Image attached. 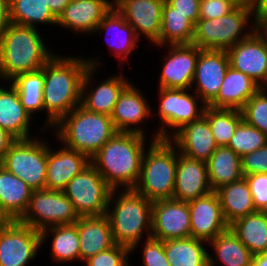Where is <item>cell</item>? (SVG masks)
Wrapping results in <instances>:
<instances>
[{
    "mask_svg": "<svg viewBox=\"0 0 267 266\" xmlns=\"http://www.w3.org/2000/svg\"><path fill=\"white\" fill-rule=\"evenodd\" d=\"M165 0H113V6L133 27L139 39L159 46Z\"/></svg>",
    "mask_w": 267,
    "mask_h": 266,
    "instance_id": "9a60e30c",
    "label": "cell"
},
{
    "mask_svg": "<svg viewBox=\"0 0 267 266\" xmlns=\"http://www.w3.org/2000/svg\"><path fill=\"white\" fill-rule=\"evenodd\" d=\"M169 140L177 147L179 153L205 163L218 148L208 120L204 116L184 125Z\"/></svg>",
    "mask_w": 267,
    "mask_h": 266,
    "instance_id": "cb8c5ba5",
    "label": "cell"
},
{
    "mask_svg": "<svg viewBox=\"0 0 267 266\" xmlns=\"http://www.w3.org/2000/svg\"><path fill=\"white\" fill-rule=\"evenodd\" d=\"M9 7L13 24L35 28L57 24V17L50 11L46 0H9Z\"/></svg>",
    "mask_w": 267,
    "mask_h": 266,
    "instance_id": "8d00e7d4",
    "label": "cell"
},
{
    "mask_svg": "<svg viewBox=\"0 0 267 266\" xmlns=\"http://www.w3.org/2000/svg\"><path fill=\"white\" fill-rule=\"evenodd\" d=\"M208 245L214 250V256L210 253L208 256L209 266H217L219 263L222 266H250L251 264L253 255L230 228L212 239Z\"/></svg>",
    "mask_w": 267,
    "mask_h": 266,
    "instance_id": "d6a6232c",
    "label": "cell"
},
{
    "mask_svg": "<svg viewBox=\"0 0 267 266\" xmlns=\"http://www.w3.org/2000/svg\"><path fill=\"white\" fill-rule=\"evenodd\" d=\"M152 203L134 189L111 191L106 215L115 244L125 245L133 252L142 239L151 237Z\"/></svg>",
    "mask_w": 267,
    "mask_h": 266,
    "instance_id": "277c9868",
    "label": "cell"
},
{
    "mask_svg": "<svg viewBox=\"0 0 267 266\" xmlns=\"http://www.w3.org/2000/svg\"><path fill=\"white\" fill-rule=\"evenodd\" d=\"M71 0H46L50 11L58 18Z\"/></svg>",
    "mask_w": 267,
    "mask_h": 266,
    "instance_id": "816d5d0a",
    "label": "cell"
},
{
    "mask_svg": "<svg viewBox=\"0 0 267 266\" xmlns=\"http://www.w3.org/2000/svg\"><path fill=\"white\" fill-rule=\"evenodd\" d=\"M260 89L261 87L252 78L229 66L219 93L208 106L241 110Z\"/></svg>",
    "mask_w": 267,
    "mask_h": 266,
    "instance_id": "f1b7e54d",
    "label": "cell"
},
{
    "mask_svg": "<svg viewBox=\"0 0 267 266\" xmlns=\"http://www.w3.org/2000/svg\"><path fill=\"white\" fill-rule=\"evenodd\" d=\"M229 66L227 51L200 50L191 90L205 105L208 106L216 98Z\"/></svg>",
    "mask_w": 267,
    "mask_h": 266,
    "instance_id": "ac0fdd59",
    "label": "cell"
},
{
    "mask_svg": "<svg viewBox=\"0 0 267 266\" xmlns=\"http://www.w3.org/2000/svg\"><path fill=\"white\" fill-rule=\"evenodd\" d=\"M253 33L267 46V14L254 15Z\"/></svg>",
    "mask_w": 267,
    "mask_h": 266,
    "instance_id": "c3c4849f",
    "label": "cell"
},
{
    "mask_svg": "<svg viewBox=\"0 0 267 266\" xmlns=\"http://www.w3.org/2000/svg\"><path fill=\"white\" fill-rule=\"evenodd\" d=\"M7 84L10 85H0V127L15 139L33 138L31 123L35 119L21 104L16 88L11 83Z\"/></svg>",
    "mask_w": 267,
    "mask_h": 266,
    "instance_id": "484cf974",
    "label": "cell"
},
{
    "mask_svg": "<svg viewBox=\"0 0 267 266\" xmlns=\"http://www.w3.org/2000/svg\"><path fill=\"white\" fill-rule=\"evenodd\" d=\"M218 146H227L233 137L237 126L243 121L241 110L212 108L206 106L203 115Z\"/></svg>",
    "mask_w": 267,
    "mask_h": 266,
    "instance_id": "f35d334b",
    "label": "cell"
},
{
    "mask_svg": "<svg viewBox=\"0 0 267 266\" xmlns=\"http://www.w3.org/2000/svg\"><path fill=\"white\" fill-rule=\"evenodd\" d=\"M205 241L193 237L164 241L170 266H209V252Z\"/></svg>",
    "mask_w": 267,
    "mask_h": 266,
    "instance_id": "836d02e7",
    "label": "cell"
},
{
    "mask_svg": "<svg viewBox=\"0 0 267 266\" xmlns=\"http://www.w3.org/2000/svg\"><path fill=\"white\" fill-rule=\"evenodd\" d=\"M96 58V59H95ZM89 64L82 82V94H81V106L84 107L87 111L93 113H102L106 115H111L116 105L119 95L123 89L131 82L126 75L123 74L124 68L120 69L121 73L113 74L108 76L104 81L97 83V86L92 82L95 81L94 77L97 74L98 69L102 68L100 65L102 62L100 57L85 58ZM97 71V72H96ZM90 89V90H89Z\"/></svg>",
    "mask_w": 267,
    "mask_h": 266,
    "instance_id": "4fadbf2b",
    "label": "cell"
},
{
    "mask_svg": "<svg viewBox=\"0 0 267 266\" xmlns=\"http://www.w3.org/2000/svg\"><path fill=\"white\" fill-rule=\"evenodd\" d=\"M250 266H267V253L253 256Z\"/></svg>",
    "mask_w": 267,
    "mask_h": 266,
    "instance_id": "db71d44e",
    "label": "cell"
},
{
    "mask_svg": "<svg viewBox=\"0 0 267 266\" xmlns=\"http://www.w3.org/2000/svg\"><path fill=\"white\" fill-rule=\"evenodd\" d=\"M88 67L85 57L56 52L43 66V105L47 115L40 133L44 129L53 130L64 116L81 105L82 82Z\"/></svg>",
    "mask_w": 267,
    "mask_h": 266,
    "instance_id": "6da1fadb",
    "label": "cell"
},
{
    "mask_svg": "<svg viewBox=\"0 0 267 266\" xmlns=\"http://www.w3.org/2000/svg\"><path fill=\"white\" fill-rule=\"evenodd\" d=\"M136 86L130 82L119 95L118 101L110 115L115 129L118 132H133L147 136L146 127L143 124L155 113L147 98ZM145 128V129H144ZM146 133V134H145Z\"/></svg>",
    "mask_w": 267,
    "mask_h": 266,
    "instance_id": "e0dca14e",
    "label": "cell"
},
{
    "mask_svg": "<svg viewBox=\"0 0 267 266\" xmlns=\"http://www.w3.org/2000/svg\"><path fill=\"white\" fill-rule=\"evenodd\" d=\"M258 211L267 217V200L265 204Z\"/></svg>",
    "mask_w": 267,
    "mask_h": 266,
    "instance_id": "9f6ffc18",
    "label": "cell"
},
{
    "mask_svg": "<svg viewBox=\"0 0 267 266\" xmlns=\"http://www.w3.org/2000/svg\"><path fill=\"white\" fill-rule=\"evenodd\" d=\"M32 193L27 183L0 165V220H19Z\"/></svg>",
    "mask_w": 267,
    "mask_h": 266,
    "instance_id": "83f0119b",
    "label": "cell"
},
{
    "mask_svg": "<svg viewBox=\"0 0 267 266\" xmlns=\"http://www.w3.org/2000/svg\"><path fill=\"white\" fill-rule=\"evenodd\" d=\"M15 140L11 134L0 127V165H2L7 150Z\"/></svg>",
    "mask_w": 267,
    "mask_h": 266,
    "instance_id": "f907efd6",
    "label": "cell"
},
{
    "mask_svg": "<svg viewBox=\"0 0 267 266\" xmlns=\"http://www.w3.org/2000/svg\"><path fill=\"white\" fill-rule=\"evenodd\" d=\"M78 219L72 202L63 191L43 189L33 191L19 221L41 232L52 226L75 224Z\"/></svg>",
    "mask_w": 267,
    "mask_h": 266,
    "instance_id": "30bf717a",
    "label": "cell"
},
{
    "mask_svg": "<svg viewBox=\"0 0 267 266\" xmlns=\"http://www.w3.org/2000/svg\"><path fill=\"white\" fill-rule=\"evenodd\" d=\"M190 91L191 89L158 88L159 108L156 111L161 123L151 139H170L184 125L199 120L204 115L207 105L195 92Z\"/></svg>",
    "mask_w": 267,
    "mask_h": 266,
    "instance_id": "ba28073f",
    "label": "cell"
},
{
    "mask_svg": "<svg viewBox=\"0 0 267 266\" xmlns=\"http://www.w3.org/2000/svg\"><path fill=\"white\" fill-rule=\"evenodd\" d=\"M177 155L178 149L169 139L149 143L142 158L140 178L134 190L152 202L172 199Z\"/></svg>",
    "mask_w": 267,
    "mask_h": 266,
    "instance_id": "8992f818",
    "label": "cell"
},
{
    "mask_svg": "<svg viewBox=\"0 0 267 266\" xmlns=\"http://www.w3.org/2000/svg\"><path fill=\"white\" fill-rule=\"evenodd\" d=\"M243 176L257 173H267V144L241 157Z\"/></svg>",
    "mask_w": 267,
    "mask_h": 266,
    "instance_id": "f6af8a7d",
    "label": "cell"
},
{
    "mask_svg": "<svg viewBox=\"0 0 267 266\" xmlns=\"http://www.w3.org/2000/svg\"><path fill=\"white\" fill-rule=\"evenodd\" d=\"M51 130L56 141L91 158L118 131L109 115L87 111L81 105Z\"/></svg>",
    "mask_w": 267,
    "mask_h": 266,
    "instance_id": "5b68a950",
    "label": "cell"
},
{
    "mask_svg": "<svg viewBox=\"0 0 267 266\" xmlns=\"http://www.w3.org/2000/svg\"><path fill=\"white\" fill-rule=\"evenodd\" d=\"M161 74H159V88L191 89L195 75L199 49L194 44H169L157 46L165 48Z\"/></svg>",
    "mask_w": 267,
    "mask_h": 266,
    "instance_id": "5bb4252c",
    "label": "cell"
},
{
    "mask_svg": "<svg viewBox=\"0 0 267 266\" xmlns=\"http://www.w3.org/2000/svg\"><path fill=\"white\" fill-rule=\"evenodd\" d=\"M267 144V136L244 120L237 126L227 145L240 157L247 155Z\"/></svg>",
    "mask_w": 267,
    "mask_h": 266,
    "instance_id": "ab89813d",
    "label": "cell"
},
{
    "mask_svg": "<svg viewBox=\"0 0 267 266\" xmlns=\"http://www.w3.org/2000/svg\"><path fill=\"white\" fill-rule=\"evenodd\" d=\"M131 253V248L115 244L108 250L90 257L83 263L85 266H131V262H129Z\"/></svg>",
    "mask_w": 267,
    "mask_h": 266,
    "instance_id": "b9f144b4",
    "label": "cell"
},
{
    "mask_svg": "<svg viewBox=\"0 0 267 266\" xmlns=\"http://www.w3.org/2000/svg\"><path fill=\"white\" fill-rule=\"evenodd\" d=\"M47 142V167L45 189L63 191L66 185L80 174L91 162L90 158L79 151L65 146L59 149L50 147ZM57 149V150H56ZM55 150V151H54Z\"/></svg>",
    "mask_w": 267,
    "mask_h": 266,
    "instance_id": "ffe728a7",
    "label": "cell"
},
{
    "mask_svg": "<svg viewBox=\"0 0 267 266\" xmlns=\"http://www.w3.org/2000/svg\"><path fill=\"white\" fill-rule=\"evenodd\" d=\"M80 262L115 245L108 216L79 217Z\"/></svg>",
    "mask_w": 267,
    "mask_h": 266,
    "instance_id": "4316f807",
    "label": "cell"
},
{
    "mask_svg": "<svg viewBox=\"0 0 267 266\" xmlns=\"http://www.w3.org/2000/svg\"><path fill=\"white\" fill-rule=\"evenodd\" d=\"M212 191L206 163L189 158L178 151L172 199L189 202Z\"/></svg>",
    "mask_w": 267,
    "mask_h": 266,
    "instance_id": "603a6c76",
    "label": "cell"
},
{
    "mask_svg": "<svg viewBox=\"0 0 267 266\" xmlns=\"http://www.w3.org/2000/svg\"><path fill=\"white\" fill-rule=\"evenodd\" d=\"M215 192L228 225L257 211L249 185L244 177L231 184L221 186Z\"/></svg>",
    "mask_w": 267,
    "mask_h": 266,
    "instance_id": "4dcf8cb0",
    "label": "cell"
},
{
    "mask_svg": "<svg viewBox=\"0 0 267 266\" xmlns=\"http://www.w3.org/2000/svg\"><path fill=\"white\" fill-rule=\"evenodd\" d=\"M195 24L185 15L175 12L166 1L163 5L159 46L169 44H192Z\"/></svg>",
    "mask_w": 267,
    "mask_h": 266,
    "instance_id": "d590c367",
    "label": "cell"
},
{
    "mask_svg": "<svg viewBox=\"0 0 267 266\" xmlns=\"http://www.w3.org/2000/svg\"><path fill=\"white\" fill-rule=\"evenodd\" d=\"M227 53L233 69L252 78L261 88L267 85V46L254 33Z\"/></svg>",
    "mask_w": 267,
    "mask_h": 266,
    "instance_id": "7402d4cb",
    "label": "cell"
},
{
    "mask_svg": "<svg viewBox=\"0 0 267 266\" xmlns=\"http://www.w3.org/2000/svg\"><path fill=\"white\" fill-rule=\"evenodd\" d=\"M35 135L29 139H16L1 165L27 183L33 191L45 189L47 167V140L43 137L39 139V134Z\"/></svg>",
    "mask_w": 267,
    "mask_h": 266,
    "instance_id": "9c48e42d",
    "label": "cell"
},
{
    "mask_svg": "<svg viewBox=\"0 0 267 266\" xmlns=\"http://www.w3.org/2000/svg\"><path fill=\"white\" fill-rule=\"evenodd\" d=\"M113 7V0H71L57 18V26L75 34L93 35L103 17Z\"/></svg>",
    "mask_w": 267,
    "mask_h": 266,
    "instance_id": "44dd1931",
    "label": "cell"
},
{
    "mask_svg": "<svg viewBox=\"0 0 267 266\" xmlns=\"http://www.w3.org/2000/svg\"><path fill=\"white\" fill-rule=\"evenodd\" d=\"M42 36L39 28L13 23L4 30L0 36L1 81L7 83L19 74L39 70L54 56Z\"/></svg>",
    "mask_w": 267,
    "mask_h": 266,
    "instance_id": "3957f363",
    "label": "cell"
},
{
    "mask_svg": "<svg viewBox=\"0 0 267 266\" xmlns=\"http://www.w3.org/2000/svg\"><path fill=\"white\" fill-rule=\"evenodd\" d=\"M175 12L188 17L194 24L199 20L200 0H165Z\"/></svg>",
    "mask_w": 267,
    "mask_h": 266,
    "instance_id": "7dc6e473",
    "label": "cell"
},
{
    "mask_svg": "<svg viewBox=\"0 0 267 266\" xmlns=\"http://www.w3.org/2000/svg\"><path fill=\"white\" fill-rule=\"evenodd\" d=\"M148 137L133 132H117L91 158V165L112 190L134 189Z\"/></svg>",
    "mask_w": 267,
    "mask_h": 266,
    "instance_id": "7a4b0ae2",
    "label": "cell"
},
{
    "mask_svg": "<svg viewBox=\"0 0 267 266\" xmlns=\"http://www.w3.org/2000/svg\"><path fill=\"white\" fill-rule=\"evenodd\" d=\"M151 237L160 241L191 237L188 202L174 199L154 201Z\"/></svg>",
    "mask_w": 267,
    "mask_h": 266,
    "instance_id": "2e32d148",
    "label": "cell"
},
{
    "mask_svg": "<svg viewBox=\"0 0 267 266\" xmlns=\"http://www.w3.org/2000/svg\"><path fill=\"white\" fill-rule=\"evenodd\" d=\"M10 24L9 0H0V36Z\"/></svg>",
    "mask_w": 267,
    "mask_h": 266,
    "instance_id": "681fc988",
    "label": "cell"
},
{
    "mask_svg": "<svg viewBox=\"0 0 267 266\" xmlns=\"http://www.w3.org/2000/svg\"><path fill=\"white\" fill-rule=\"evenodd\" d=\"M253 18L250 6L238 5L233 11L222 17L199 19L195 24L192 44L201 50L227 51L253 34Z\"/></svg>",
    "mask_w": 267,
    "mask_h": 266,
    "instance_id": "52a82bcc",
    "label": "cell"
},
{
    "mask_svg": "<svg viewBox=\"0 0 267 266\" xmlns=\"http://www.w3.org/2000/svg\"><path fill=\"white\" fill-rule=\"evenodd\" d=\"M244 178L249 185L254 206L258 211L267 200V173L249 174Z\"/></svg>",
    "mask_w": 267,
    "mask_h": 266,
    "instance_id": "bcb514c9",
    "label": "cell"
},
{
    "mask_svg": "<svg viewBox=\"0 0 267 266\" xmlns=\"http://www.w3.org/2000/svg\"><path fill=\"white\" fill-rule=\"evenodd\" d=\"M243 120L267 136V90L261 88L241 109Z\"/></svg>",
    "mask_w": 267,
    "mask_h": 266,
    "instance_id": "60d3db41",
    "label": "cell"
},
{
    "mask_svg": "<svg viewBox=\"0 0 267 266\" xmlns=\"http://www.w3.org/2000/svg\"><path fill=\"white\" fill-rule=\"evenodd\" d=\"M239 4L236 0H200L199 19H215L229 14Z\"/></svg>",
    "mask_w": 267,
    "mask_h": 266,
    "instance_id": "ee69618b",
    "label": "cell"
},
{
    "mask_svg": "<svg viewBox=\"0 0 267 266\" xmlns=\"http://www.w3.org/2000/svg\"><path fill=\"white\" fill-rule=\"evenodd\" d=\"M256 1L257 0H236L239 5H248L250 7H252Z\"/></svg>",
    "mask_w": 267,
    "mask_h": 266,
    "instance_id": "11a10c76",
    "label": "cell"
},
{
    "mask_svg": "<svg viewBox=\"0 0 267 266\" xmlns=\"http://www.w3.org/2000/svg\"><path fill=\"white\" fill-rule=\"evenodd\" d=\"M51 234V236H50ZM41 247L51 237L50 256L55 263L80 262L78 221L72 225H60L46 228L40 232Z\"/></svg>",
    "mask_w": 267,
    "mask_h": 266,
    "instance_id": "f546056e",
    "label": "cell"
},
{
    "mask_svg": "<svg viewBox=\"0 0 267 266\" xmlns=\"http://www.w3.org/2000/svg\"><path fill=\"white\" fill-rule=\"evenodd\" d=\"M111 191L101 174L90 164L66 185L63 193L79 217H91L107 213Z\"/></svg>",
    "mask_w": 267,
    "mask_h": 266,
    "instance_id": "8fae6325",
    "label": "cell"
},
{
    "mask_svg": "<svg viewBox=\"0 0 267 266\" xmlns=\"http://www.w3.org/2000/svg\"><path fill=\"white\" fill-rule=\"evenodd\" d=\"M40 247L39 231L19 220H0V266H27Z\"/></svg>",
    "mask_w": 267,
    "mask_h": 266,
    "instance_id": "7c38bea8",
    "label": "cell"
},
{
    "mask_svg": "<svg viewBox=\"0 0 267 266\" xmlns=\"http://www.w3.org/2000/svg\"><path fill=\"white\" fill-rule=\"evenodd\" d=\"M206 165L213 191L244 177L241 170V157L228 146H218Z\"/></svg>",
    "mask_w": 267,
    "mask_h": 266,
    "instance_id": "1f68e13d",
    "label": "cell"
},
{
    "mask_svg": "<svg viewBox=\"0 0 267 266\" xmlns=\"http://www.w3.org/2000/svg\"><path fill=\"white\" fill-rule=\"evenodd\" d=\"M251 8L253 15L267 14V0H257Z\"/></svg>",
    "mask_w": 267,
    "mask_h": 266,
    "instance_id": "f5cc1de1",
    "label": "cell"
},
{
    "mask_svg": "<svg viewBox=\"0 0 267 266\" xmlns=\"http://www.w3.org/2000/svg\"><path fill=\"white\" fill-rule=\"evenodd\" d=\"M102 32L105 33V35L109 34L110 37L112 36L110 39L107 38L109 35L105 37V42L109 51H113L112 55L119 60L118 62L121 61L120 63L122 64V67L120 64L118 67L123 69L124 61L129 62V55L137 50V45L141 40L137 37L133 27L124 19L114 6L103 17L93 35L97 33L101 35Z\"/></svg>",
    "mask_w": 267,
    "mask_h": 266,
    "instance_id": "d4e9b609",
    "label": "cell"
},
{
    "mask_svg": "<svg viewBox=\"0 0 267 266\" xmlns=\"http://www.w3.org/2000/svg\"><path fill=\"white\" fill-rule=\"evenodd\" d=\"M191 237L209 243L229 229L215 191L188 202Z\"/></svg>",
    "mask_w": 267,
    "mask_h": 266,
    "instance_id": "d6986e66",
    "label": "cell"
},
{
    "mask_svg": "<svg viewBox=\"0 0 267 266\" xmlns=\"http://www.w3.org/2000/svg\"><path fill=\"white\" fill-rule=\"evenodd\" d=\"M229 228L253 256L267 253V217L259 211L235 220Z\"/></svg>",
    "mask_w": 267,
    "mask_h": 266,
    "instance_id": "e575fe53",
    "label": "cell"
},
{
    "mask_svg": "<svg viewBox=\"0 0 267 266\" xmlns=\"http://www.w3.org/2000/svg\"><path fill=\"white\" fill-rule=\"evenodd\" d=\"M10 83L16 88L21 104L32 118H34V114L45 111L43 105V68L33 72L19 74Z\"/></svg>",
    "mask_w": 267,
    "mask_h": 266,
    "instance_id": "74e56055",
    "label": "cell"
},
{
    "mask_svg": "<svg viewBox=\"0 0 267 266\" xmlns=\"http://www.w3.org/2000/svg\"><path fill=\"white\" fill-rule=\"evenodd\" d=\"M143 244L141 261L144 266H170L164 250V241L150 237L145 239Z\"/></svg>",
    "mask_w": 267,
    "mask_h": 266,
    "instance_id": "7bdbcfd3",
    "label": "cell"
}]
</instances>
